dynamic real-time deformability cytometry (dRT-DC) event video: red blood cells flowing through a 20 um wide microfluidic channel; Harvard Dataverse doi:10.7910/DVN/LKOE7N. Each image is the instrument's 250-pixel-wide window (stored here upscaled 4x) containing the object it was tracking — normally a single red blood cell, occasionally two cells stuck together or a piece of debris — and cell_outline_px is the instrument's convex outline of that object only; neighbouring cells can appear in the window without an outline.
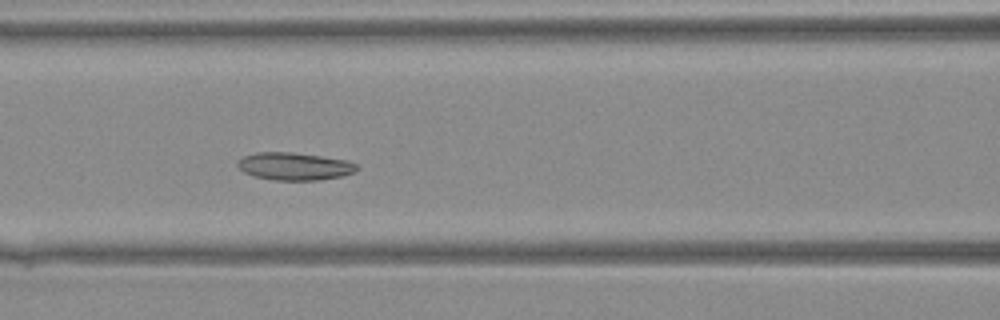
{"species": "Egyptian fruit bat (a non-hibernating species)", "species_latin": "Rousettus aegyptiacus", "temperature_condition": "warm", "stored_images_in_passage": 27, "camera_frame_rate_fps": 3000, "um_per_image_px": 0.085, "animal": {"sex": "female"}, "frame": {"image": 1, "passage_image": 7, "time_ms": 2.0, "image_size_px": [1000, 320], "cell_outline_px": [[356, 172], [344, 176], [320, 180], [276, 180], [256, 176], [244, 172], [236, 164], [244, 156], [256, 152], [292, 152], [348, 160], [356, 164]], "centroid_in_image_um": [25.07, 14.13], "position_along_channel_um": 141.5, "area_um2": 19.07}}
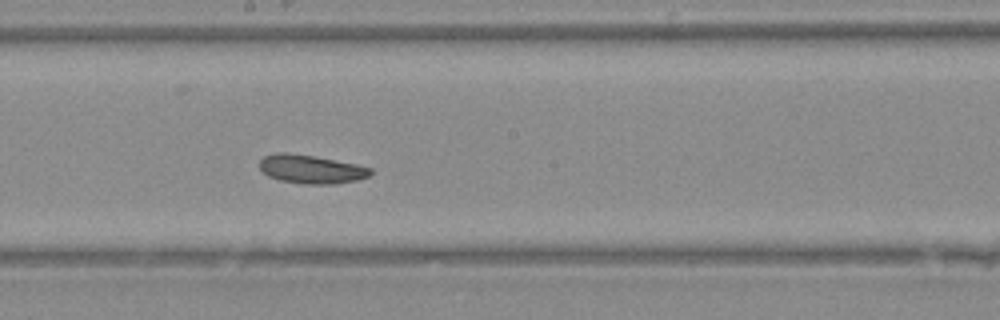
{"frame": {"image": 2, "passage_image": 12, "time_ms": 3.667, "image_size_px": [1000, 320], "cell_outline_px": [[372, 172], [368, 176], [356, 180], [336, 184], [304, 184], [280, 180], [268, 176], [260, 168], [260, 160], [264, 156], [276, 152], [284, 152], [316, 156], [356, 164], [372, 168]], "centroid_in_image_um": [26.44, 14.37], "position_along_channel_um": 221.8, "area_um2": 18.5}}
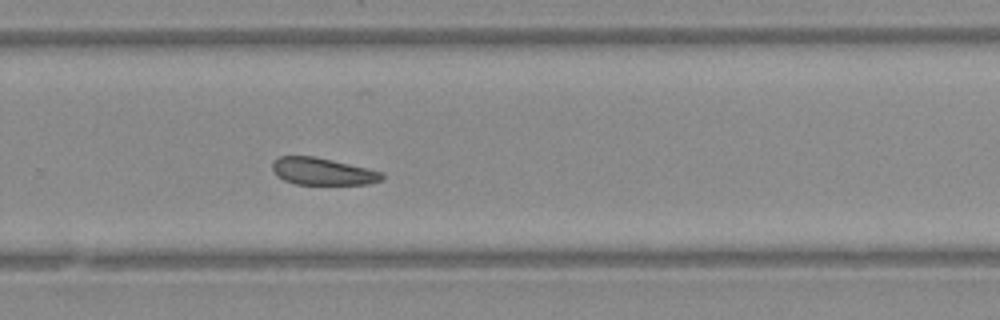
{"frame": {"image": 3, "passage_image": 17, "time_ms": 5.333, "image_size_px": [1000, 320], "cell_outline_px": [[384, 180], [368, 184], [296, 184], [284, 180], [276, 176], [272, 168], [272, 164], [280, 156], [312, 156], [332, 160], [380, 172], [384, 176]], "centroid_in_image_um": [27.39, 14.58], "position_along_channel_um": 302.4, "area_um2": 17.05}}